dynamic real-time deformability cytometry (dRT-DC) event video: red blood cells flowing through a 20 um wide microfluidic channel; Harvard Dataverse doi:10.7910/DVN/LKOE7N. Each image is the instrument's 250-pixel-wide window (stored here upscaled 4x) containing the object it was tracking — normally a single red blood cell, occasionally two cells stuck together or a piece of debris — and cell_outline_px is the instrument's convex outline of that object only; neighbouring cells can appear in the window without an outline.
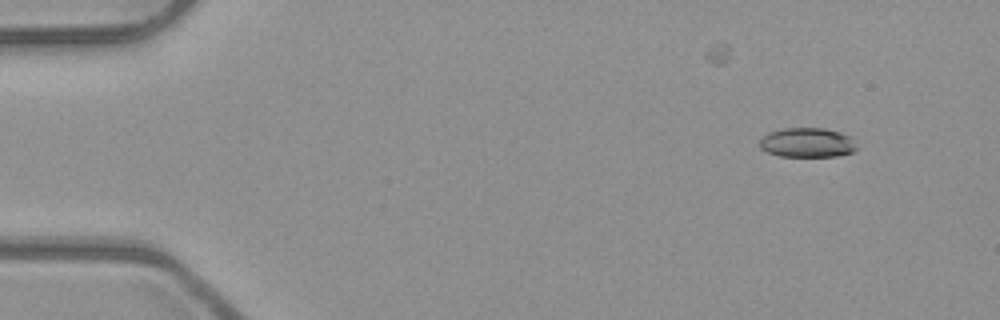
{"species": "common noctule bat (a hibernating species)", "species_latin": "Nyctalus noctula", "temperature_condition": "room temperature", "stored_images_in_passage": 6, "camera_frame_rate_fps": 3000, "um_per_image_px": 0.085, "animal": {"sex": "male", "body_mass_g": 23.1, "forearm_length_mm": 52.7}, "frame": {"image": 1, "passage_image": 1, "time_ms": 0.0, "image_size_px": [1000, 320], "cell_outline_px": [[860, 148], [852, 152], [836, 156], [780, 156], [768, 152], [760, 148], [760, 140], [768, 132], [784, 128], [824, 128], [840, 132], [852, 136]], "centroid_in_image_um": [68.68, 12.11], "position_along_channel_um": 16.3, "area_um2": 16.88}}
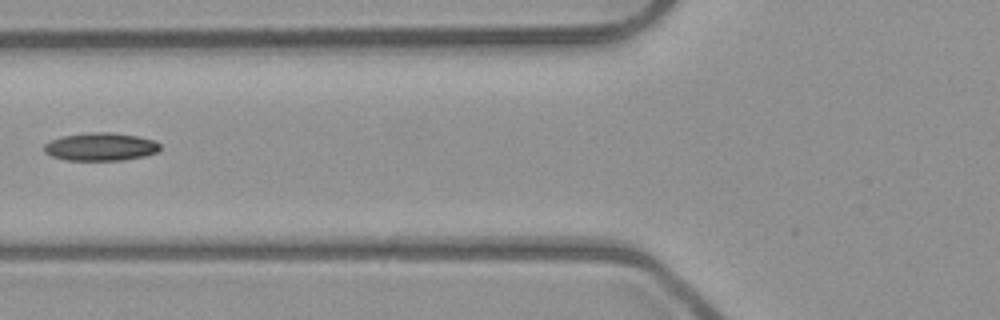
{"frame": {"image": 2, "passage_image": 5, "time_ms": 1.333, "image_size_px": [1000, 320], "cell_outline_px": [[160, 148], [156, 152], [144, 156], [124, 160], [64, 160], [52, 156], [44, 152], [44, 144], [60, 136], [92, 132], [108, 132], [136, 136], [152, 140], [160, 144]], "centroid_in_image_um": [8.52, 12.48], "position_along_channel_um": 117.3, "area_um2": 18.79}}
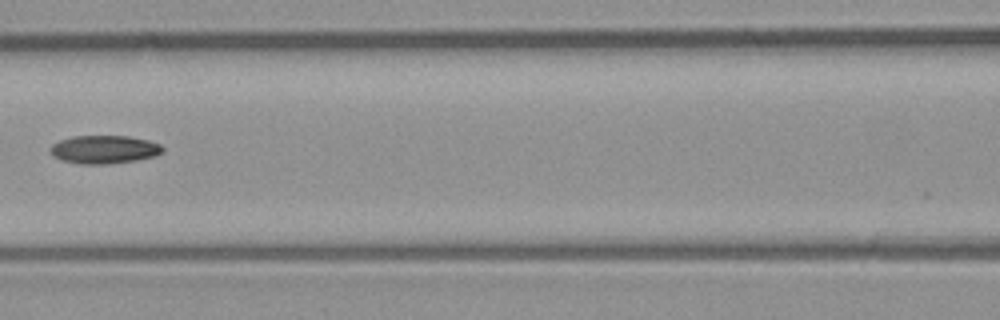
{"frame": {"image": 3, "passage_image": 6, "time_ms": 1.667, "image_size_px": [1000, 320], "cell_outline_px": [[164, 152], [156, 156], [136, 160], [108, 164], [80, 164], [60, 160], [52, 156], [52, 144], [60, 140], [72, 136], [128, 136], [148, 140], [160, 144], [164, 148]], "centroid_in_image_um": [8.88, 12.71], "position_along_channel_um": 157.7, "area_um2": 18.55}}